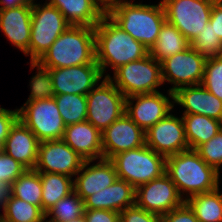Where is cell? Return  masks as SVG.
I'll use <instances>...</instances> for the list:
<instances>
[{"mask_svg":"<svg viewBox=\"0 0 222 222\" xmlns=\"http://www.w3.org/2000/svg\"><path fill=\"white\" fill-rule=\"evenodd\" d=\"M96 62L104 76L108 66L118 67L144 58L149 50L130 36L107 14L94 27Z\"/></svg>","mask_w":222,"mask_h":222,"instance_id":"6da1fadb","label":"cell"},{"mask_svg":"<svg viewBox=\"0 0 222 222\" xmlns=\"http://www.w3.org/2000/svg\"><path fill=\"white\" fill-rule=\"evenodd\" d=\"M165 173L176 185L178 193L184 200L219 187L220 172L209 166L194 149H187L167 157ZM184 195L188 196L184 198Z\"/></svg>","mask_w":222,"mask_h":222,"instance_id":"7a4b0ae2","label":"cell"},{"mask_svg":"<svg viewBox=\"0 0 222 222\" xmlns=\"http://www.w3.org/2000/svg\"><path fill=\"white\" fill-rule=\"evenodd\" d=\"M136 4L132 0H119L106 10V14L124 31L148 50L157 42L160 29L166 21L163 5Z\"/></svg>","mask_w":222,"mask_h":222,"instance_id":"3957f363","label":"cell"},{"mask_svg":"<svg viewBox=\"0 0 222 222\" xmlns=\"http://www.w3.org/2000/svg\"><path fill=\"white\" fill-rule=\"evenodd\" d=\"M38 62L46 68L97 64L94 27L70 25Z\"/></svg>","mask_w":222,"mask_h":222,"instance_id":"277c9868","label":"cell"},{"mask_svg":"<svg viewBox=\"0 0 222 222\" xmlns=\"http://www.w3.org/2000/svg\"><path fill=\"white\" fill-rule=\"evenodd\" d=\"M113 73V78L108 73L104 78H108L126 98L159 92L157 88L163 84L161 62L149 53L142 59L118 67Z\"/></svg>","mask_w":222,"mask_h":222,"instance_id":"5b68a950","label":"cell"},{"mask_svg":"<svg viewBox=\"0 0 222 222\" xmlns=\"http://www.w3.org/2000/svg\"><path fill=\"white\" fill-rule=\"evenodd\" d=\"M117 177L130 183L135 189L165 173L166 158L146 144L120 152L111 159Z\"/></svg>","mask_w":222,"mask_h":222,"instance_id":"8992f818","label":"cell"},{"mask_svg":"<svg viewBox=\"0 0 222 222\" xmlns=\"http://www.w3.org/2000/svg\"><path fill=\"white\" fill-rule=\"evenodd\" d=\"M70 26L63 14L47 2L32 0L30 61H38L55 40Z\"/></svg>","mask_w":222,"mask_h":222,"instance_id":"52a82bcc","label":"cell"},{"mask_svg":"<svg viewBox=\"0 0 222 222\" xmlns=\"http://www.w3.org/2000/svg\"><path fill=\"white\" fill-rule=\"evenodd\" d=\"M87 121L101 133L125 113L126 97L104 78L87 95Z\"/></svg>","mask_w":222,"mask_h":222,"instance_id":"ba28073f","label":"cell"},{"mask_svg":"<svg viewBox=\"0 0 222 222\" xmlns=\"http://www.w3.org/2000/svg\"><path fill=\"white\" fill-rule=\"evenodd\" d=\"M18 113L40 142L62 139L66 125L54 98L25 102Z\"/></svg>","mask_w":222,"mask_h":222,"instance_id":"9c48e42d","label":"cell"},{"mask_svg":"<svg viewBox=\"0 0 222 222\" xmlns=\"http://www.w3.org/2000/svg\"><path fill=\"white\" fill-rule=\"evenodd\" d=\"M215 0H161L166 21L191 42L209 22Z\"/></svg>","mask_w":222,"mask_h":222,"instance_id":"30bf717a","label":"cell"},{"mask_svg":"<svg viewBox=\"0 0 222 222\" xmlns=\"http://www.w3.org/2000/svg\"><path fill=\"white\" fill-rule=\"evenodd\" d=\"M206 60L191 46L162 60L163 83L173 85L168 91L175 93L181 87L200 85L204 77Z\"/></svg>","mask_w":222,"mask_h":222,"instance_id":"8fae6325","label":"cell"},{"mask_svg":"<svg viewBox=\"0 0 222 222\" xmlns=\"http://www.w3.org/2000/svg\"><path fill=\"white\" fill-rule=\"evenodd\" d=\"M184 202L166 173L136 188L135 204L160 216L180 207Z\"/></svg>","mask_w":222,"mask_h":222,"instance_id":"7c38bea8","label":"cell"},{"mask_svg":"<svg viewBox=\"0 0 222 222\" xmlns=\"http://www.w3.org/2000/svg\"><path fill=\"white\" fill-rule=\"evenodd\" d=\"M167 94L168 97L159 91L129 96L125 100V113L146 132L174 109V93L167 91Z\"/></svg>","mask_w":222,"mask_h":222,"instance_id":"4fadbf2b","label":"cell"},{"mask_svg":"<svg viewBox=\"0 0 222 222\" xmlns=\"http://www.w3.org/2000/svg\"><path fill=\"white\" fill-rule=\"evenodd\" d=\"M84 161L62 139L43 141L39 144L35 170L76 177Z\"/></svg>","mask_w":222,"mask_h":222,"instance_id":"5bb4252c","label":"cell"},{"mask_svg":"<svg viewBox=\"0 0 222 222\" xmlns=\"http://www.w3.org/2000/svg\"><path fill=\"white\" fill-rule=\"evenodd\" d=\"M145 144L165 158L189 149L183 118L170 112L145 132Z\"/></svg>","mask_w":222,"mask_h":222,"instance_id":"9a60e30c","label":"cell"},{"mask_svg":"<svg viewBox=\"0 0 222 222\" xmlns=\"http://www.w3.org/2000/svg\"><path fill=\"white\" fill-rule=\"evenodd\" d=\"M55 94L87 95L102 80L98 64L49 68Z\"/></svg>","mask_w":222,"mask_h":222,"instance_id":"2e32d148","label":"cell"},{"mask_svg":"<svg viewBox=\"0 0 222 222\" xmlns=\"http://www.w3.org/2000/svg\"><path fill=\"white\" fill-rule=\"evenodd\" d=\"M101 136L105 159L145 145V132L126 113L108 126Z\"/></svg>","mask_w":222,"mask_h":222,"instance_id":"e0dca14e","label":"cell"},{"mask_svg":"<svg viewBox=\"0 0 222 222\" xmlns=\"http://www.w3.org/2000/svg\"><path fill=\"white\" fill-rule=\"evenodd\" d=\"M84 161L74 179V191L84 201L87 197L109 187L118 178L114 164L110 159ZM93 163L92 165H90ZM90 165V166H89Z\"/></svg>","mask_w":222,"mask_h":222,"instance_id":"ac0fdd59","label":"cell"},{"mask_svg":"<svg viewBox=\"0 0 222 222\" xmlns=\"http://www.w3.org/2000/svg\"><path fill=\"white\" fill-rule=\"evenodd\" d=\"M32 0L26 4L0 9V29L24 55L29 56V43L31 38Z\"/></svg>","mask_w":222,"mask_h":222,"instance_id":"d6986e66","label":"cell"},{"mask_svg":"<svg viewBox=\"0 0 222 222\" xmlns=\"http://www.w3.org/2000/svg\"><path fill=\"white\" fill-rule=\"evenodd\" d=\"M185 108L182 114H201L222 121V100L202 84L185 86L174 93V104Z\"/></svg>","mask_w":222,"mask_h":222,"instance_id":"ffe728a7","label":"cell"},{"mask_svg":"<svg viewBox=\"0 0 222 222\" xmlns=\"http://www.w3.org/2000/svg\"><path fill=\"white\" fill-rule=\"evenodd\" d=\"M40 141L35 134L18 119L1 148L27 169H35Z\"/></svg>","mask_w":222,"mask_h":222,"instance_id":"44dd1931","label":"cell"},{"mask_svg":"<svg viewBox=\"0 0 222 222\" xmlns=\"http://www.w3.org/2000/svg\"><path fill=\"white\" fill-rule=\"evenodd\" d=\"M62 140L85 161L103 158L101 132L87 120L67 125Z\"/></svg>","mask_w":222,"mask_h":222,"instance_id":"7402d4cb","label":"cell"},{"mask_svg":"<svg viewBox=\"0 0 222 222\" xmlns=\"http://www.w3.org/2000/svg\"><path fill=\"white\" fill-rule=\"evenodd\" d=\"M136 189L125 180L117 178L112 185L84 200L85 209H104L121 212L135 205Z\"/></svg>","mask_w":222,"mask_h":222,"instance_id":"603a6c76","label":"cell"},{"mask_svg":"<svg viewBox=\"0 0 222 222\" xmlns=\"http://www.w3.org/2000/svg\"><path fill=\"white\" fill-rule=\"evenodd\" d=\"M55 6L73 26L95 27L106 14V9L97 0H47Z\"/></svg>","mask_w":222,"mask_h":222,"instance_id":"cb8c5ba5","label":"cell"},{"mask_svg":"<svg viewBox=\"0 0 222 222\" xmlns=\"http://www.w3.org/2000/svg\"><path fill=\"white\" fill-rule=\"evenodd\" d=\"M189 149L196 150L222 129V121L201 114H182Z\"/></svg>","mask_w":222,"mask_h":222,"instance_id":"d4e9b609","label":"cell"},{"mask_svg":"<svg viewBox=\"0 0 222 222\" xmlns=\"http://www.w3.org/2000/svg\"><path fill=\"white\" fill-rule=\"evenodd\" d=\"M190 46V42L171 23L165 21L162 25L157 42L150 48L149 54L161 62L165 58L185 51Z\"/></svg>","mask_w":222,"mask_h":222,"instance_id":"484cf974","label":"cell"},{"mask_svg":"<svg viewBox=\"0 0 222 222\" xmlns=\"http://www.w3.org/2000/svg\"><path fill=\"white\" fill-rule=\"evenodd\" d=\"M39 173L42 182V210L46 213L58 200L74 191V179L64 174Z\"/></svg>","mask_w":222,"mask_h":222,"instance_id":"4316f807","label":"cell"},{"mask_svg":"<svg viewBox=\"0 0 222 222\" xmlns=\"http://www.w3.org/2000/svg\"><path fill=\"white\" fill-rule=\"evenodd\" d=\"M220 188L193 195L185 200L199 222H222V194Z\"/></svg>","mask_w":222,"mask_h":222,"instance_id":"83f0119b","label":"cell"},{"mask_svg":"<svg viewBox=\"0 0 222 222\" xmlns=\"http://www.w3.org/2000/svg\"><path fill=\"white\" fill-rule=\"evenodd\" d=\"M12 196L42 208L40 173L35 169H27L12 183Z\"/></svg>","mask_w":222,"mask_h":222,"instance_id":"f1b7e54d","label":"cell"},{"mask_svg":"<svg viewBox=\"0 0 222 222\" xmlns=\"http://www.w3.org/2000/svg\"><path fill=\"white\" fill-rule=\"evenodd\" d=\"M0 222H46V213L41 207L11 196L0 214Z\"/></svg>","mask_w":222,"mask_h":222,"instance_id":"f546056e","label":"cell"},{"mask_svg":"<svg viewBox=\"0 0 222 222\" xmlns=\"http://www.w3.org/2000/svg\"><path fill=\"white\" fill-rule=\"evenodd\" d=\"M65 125L87 119V97L80 94H55L53 97Z\"/></svg>","mask_w":222,"mask_h":222,"instance_id":"4dcf8cb0","label":"cell"},{"mask_svg":"<svg viewBox=\"0 0 222 222\" xmlns=\"http://www.w3.org/2000/svg\"><path fill=\"white\" fill-rule=\"evenodd\" d=\"M84 201L73 191L64 198L58 200L55 205L46 212V222H68L84 215Z\"/></svg>","mask_w":222,"mask_h":222,"instance_id":"1f68e13d","label":"cell"},{"mask_svg":"<svg viewBox=\"0 0 222 222\" xmlns=\"http://www.w3.org/2000/svg\"><path fill=\"white\" fill-rule=\"evenodd\" d=\"M30 68V70L37 69V71L31 78L29 84L31 93L26 102L53 98L55 93L49 68L42 66L38 61H30Z\"/></svg>","mask_w":222,"mask_h":222,"instance_id":"d6a6232c","label":"cell"},{"mask_svg":"<svg viewBox=\"0 0 222 222\" xmlns=\"http://www.w3.org/2000/svg\"><path fill=\"white\" fill-rule=\"evenodd\" d=\"M190 46L206 59L222 56V40L215 34L209 22L190 42Z\"/></svg>","mask_w":222,"mask_h":222,"instance_id":"836d02e7","label":"cell"},{"mask_svg":"<svg viewBox=\"0 0 222 222\" xmlns=\"http://www.w3.org/2000/svg\"><path fill=\"white\" fill-rule=\"evenodd\" d=\"M201 84L210 93L222 100V56L206 60Z\"/></svg>","mask_w":222,"mask_h":222,"instance_id":"e575fe53","label":"cell"},{"mask_svg":"<svg viewBox=\"0 0 222 222\" xmlns=\"http://www.w3.org/2000/svg\"><path fill=\"white\" fill-rule=\"evenodd\" d=\"M199 156L218 172L222 165V129L196 149Z\"/></svg>","mask_w":222,"mask_h":222,"instance_id":"d590c367","label":"cell"},{"mask_svg":"<svg viewBox=\"0 0 222 222\" xmlns=\"http://www.w3.org/2000/svg\"><path fill=\"white\" fill-rule=\"evenodd\" d=\"M27 168L0 149V182L12 184Z\"/></svg>","mask_w":222,"mask_h":222,"instance_id":"8d00e7d4","label":"cell"},{"mask_svg":"<svg viewBox=\"0 0 222 222\" xmlns=\"http://www.w3.org/2000/svg\"><path fill=\"white\" fill-rule=\"evenodd\" d=\"M120 222H161V216L135 204L120 212Z\"/></svg>","mask_w":222,"mask_h":222,"instance_id":"74e56055","label":"cell"},{"mask_svg":"<svg viewBox=\"0 0 222 222\" xmlns=\"http://www.w3.org/2000/svg\"><path fill=\"white\" fill-rule=\"evenodd\" d=\"M161 222H199L194 211L184 202L180 207L163 214Z\"/></svg>","mask_w":222,"mask_h":222,"instance_id":"f35d334b","label":"cell"},{"mask_svg":"<svg viewBox=\"0 0 222 222\" xmlns=\"http://www.w3.org/2000/svg\"><path fill=\"white\" fill-rule=\"evenodd\" d=\"M18 119V109L9 110L0 107V149L2 148L11 127Z\"/></svg>","mask_w":222,"mask_h":222,"instance_id":"ab89813d","label":"cell"},{"mask_svg":"<svg viewBox=\"0 0 222 222\" xmlns=\"http://www.w3.org/2000/svg\"><path fill=\"white\" fill-rule=\"evenodd\" d=\"M87 222H120V213L104 209H85Z\"/></svg>","mask_w":222,"mask_h":222,"instance_id":"60d3db41","label":"cell"},{"mask_svg":"<svg viewBox=\"0 0 222 222\" xmlns=\"http://www.w3.org/2000/svg\"><path fill=\"white\" fill-rule=\"evenodd\" d=\"M209 23L215 34L222 40V0L214 1Z\"/></svg>","mask_w":222,"mask_h":222,"instance_id":"b9f144b4","label":"cell"},{"mask_svg":"<svg viewBox=\"0 0 222 222\" xmlns=\"http://www.w3.org/2000/svg\"><path fill=\"white\" fill-rule=\"evenodd\" d=\"M12 196V184L0 182V208L4 209Z\"/></svg>","mask_w":222,"mask_h":222,"instance_id":"7bdbcfd3","label":"cell"},{"mask_svg":"<svg viewBox=\"0 0 222 222\" xmlns=\"http://www.w3.org/2000/svg\"><path fill=\"white\" fill-rule=\"evenodd\" d=\"M29 0H0V9H10L23 4H26Z\"/></svg>","mask_w":222,"mask_h":222,"instance_id":"ee69618b","label":"cell"},{"mask_svg":"<svg viewBox=\"0 0 222 222\" xmlns=\"http://www.w3.org/2000/svg\"><path fill=\"white\" fill-rule=\"evenodd\" d=\"M106 10L119 0H97Z\"/></svg>","mask_w":222,"mask_h":222,"instance_id":"f6af8a7d","label":"cell"},{"mask_svg":"<svg viewBox=\"0 0 222 222\" xmlns=\"http://www.w3.org/2000/svg\"><path fill=\"white\" fill-rule=\"evenodd\" d=\"M68 222H87V220H86L85 216L83 215V216H81V217H79L77 219L70 220Z\"/></svg>","mask_w":222,"mask_h":222,"instance_id":"bcb514c9","label":"cell"}]
</instances>
